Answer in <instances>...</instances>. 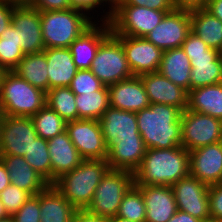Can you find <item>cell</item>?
<instances>
[{"label":"cell","mask_w":222,"mask_h":222,"mask_svg":"<svg viewBox=\"0 0 222 222\" xmlns=\"http://www.w3.org/2000/svg\"><path fill=\"white\" fill-rule=\"evenodd\" d=\"M189 174V151L184 147L151 148L146 149L139 168L134 172V185L172 186Z\"/></svg>","instance_id":"6da1fadb"},{"label":"cell","mask_w":222,"mask_h":222,"mask_svg":"<svg viewBox=\"0 0 222 222\" xmlns=\"http://www.w3.org/2000/svg\"><path fill=\"white\" fill-rule=\"evenodd\" d=\"M182 111L171 105L151 103L136 113L138 131L147 149L181 145Z\"/></svg>","instance_id":"7a4b0ae2"},{"label":"cell","mask_w":222,"mask_h":222,"mask_svg":"<svg viewBox=\"0 0 222 222\" xmlns=\"http://www.w3.org/2000/svg\"><path fill=\"white\" fill-rule=\"evenodd\" d=\"M40 14L45 49L69 48L70 44L96 21L95 14L91 16L77 7L67 10L40 11Z\"/></svg>","instance_id":"3957f363"},{"label":"cell","mask_w":222,"mask_h":222,"mask_svg":"<svg viewBox=\"0 0 222 222\" xmlns=\"http://www.w3.org/2000/svg\"><path fill=\"white\" fill-rule=\"evenodd\" d=\"M109 169L106 160H83L74 170L58 178L53 185L77 210H85Z\"/></svg>","instance_id":"277c9868"},{"label":"cell","mask_w":222,"mask_h":222,"mask_svg":"<svg viewBox=\"0 0 222 222\" xmlns=\"http://www.w3.org/2000/svg\"><path fill=\"white\" fill-rule=\"evenodd\" d=\"M46 105V93L14 71H4L0 81L1 115L32 117Z\"/></svg>","instance_id":"5b68a950"},{"label":"cell","mask_w":222,"mask_h":222,"mask_svg":"<svg viewBox=\"0 0 222 222\" xmlns=\"http://www.w3.org/2000/svg\"><path fill=\"white\" fill-rule=\"evenodd\" d=\"M134 185V173L109 169L97 186L87 211L100 217L117 215L124 195Z\"/></svg>","instance_id":"8992f818"},{"label":"cell","mask_w":222,"mask_h":222,"mask_svg":"<svg viewBox=\"0 0 222 222\" xmlns=\"http://www.w3.org/2000/svg\"><path fill=\"white\" fill-rule=\"evenodd\" d=\"M172 11L154 10L148 7L117 5L108 23L114 35L145 37Z\"/></svg>","instance_id":"52a82bcc"},{"label":"cell","mask_w":222,"mask_h":222,"mask_svg":"<svg viewBox=\"0 0 222 222\" xmlns=\"http://www.w3.org/2000/svg\"><path fill=\"white\" fill-rule=\"evenodd\" d=\"M90 70L107 87L134 76L122 44L112 32L98 47Z\"/></svg>","instance_id":"ba28073f"},{"label":"cell","mask_w":222,"mask_h":222,"mask_svg":"<svg viewBox=\"0 0 222 222\" xmlns=\"http://www.w3.org/2000/svg\"><path fill=\"white\" fill-rule=\"evenodd\" d=\"M180 121L181 146L189 152L222 141V121L219 119L186 109Z\"/></svg>","instance_id":"9c48e42d"},{"label":"cell","mask_w":222,"mask_h":222,"mask_svg":"<svg viewBox=\"0 0 222 222\" xmlns=\"http://www.w3.org/2000/svg\"><path fill=\"white\" fill-rule=\"evenodd\" d=\"M38 137L31 117L1 115L0 156H22Z\"/></svg>","instance_id":"30bf717a"},{"label":"cell","mask_w":222,"mask_h":222,"mask_svg":"<svg viewBox=\"0 0 222 222\" xmlns=\"http://www.w3.org/2000/svg\"><path fill=\"white\" fill-rule=\"evenodd\" d=\"M66 132L84 160H106L105 144L99 120H74L67 122Z\"/></svg>","instance_id":"8fae6325"},{"label":"cell","mask_w":222,"mask_h":222,"mask_svg":"<svg viewBox=\"0 0 222 222\" xmlns=\"http://www.w3.org/2000/svg\"><path fill=\"white\" fill-rule=\"evenodd\" d=\"M177 209L203 222L210 221L209 186L190 174L172 186Z\"/></svg>","instance_id":"7c38bea8"},{"label":"cell","mask_w":222,"mask_h":222,"mask_svg":"<svg viewBox=\"0 0 222 222\" xmlns=\"http://www.w3.org/2000/svg\"><path fill=\"white\" fill-rule=\"evenodd\" d=\"M190 31V11L175 9L167 13L145 38L165 51L181 47Z\"/></svg>","instance_id":"4fadbf2b"},{"label":"cell","mask_w":222,"mask_h":222,"mask_svg":"<svg viewBox=\"0 0 222 222\" xmlns=\"http://www.w3.org/2000/svg\"><path fill=\"white\" fill-rule=\"evenodd\" d=\"M121 42L134 76L158 72L163 57V50L148 41L145 37L115 35Z\"/></svg>","instance_id":"5bb4252c"},{"label":"cell","mask_w":222,"mask_h":222,"mask_svg":"<svg viewBox=\"0 0 222 222\" xmlns=\"http://www.w3.org/2000/svg\"><path fill=\"white\" fill-rule=\"evenodd\" d=\"M12 24L18 29L19 44L24 54L43 52L45 47L40 10L30 5L15 6L12 13Z\"/></svg>","instance_id":"9a60e30c"},{"label":"cell","mask_w":222,"mask_h":222,"mask_svg":"<svg viewBox=\"0 0 222 222\" xmlns=\"http://www.w3.org/2000/svg\"><path fill=\"white\" fill-rule=\"evenodd\" d=\"M190 175L208 186L222 183V141L189 152Z\"/></svg>","instance_id":"2e32d148"},{"label":"cell","mask_w":222,"mask_h":222,"mask_svg":"<svg viewBox=\"0 0 222 222\" xmlns=\"http://www.w3.org/2000/svg\"><path fill=\"white\" fill-rule=\"evenodd\" d=\"M148 95L150 104H165L179 108L182 112L188 108L189 92L175 85L159 72L139 76Z\"/></svg>","instance_id":"e0dca14e"},{"label":"cell","mask_w":222,"mask_h":222,"mask_svg":"<svg viewBox=\"0 0 222 222\" xmlns=\"http://www.w3.org/2000/svg\"><path fill=\"white\" fill-rule=\"evenodd\" d=\"M97 21H95L69 46L73 56V62L78 70L91 68L98 47L111 33L108 20Z\"/></svg>","instance_id":"ac0fdd59"},{"label":"cell","mask_w":222,"mask_h":222,"mask_svg":"<svg viewBox=\"0 0 222 222\" xmlns=\"http://www.w3.org/2000/svg\"><path fill=\"white\" fill-rule=\"evenodd\" d=\"M109 106L137 113L150 105L148 95L139 76L108 86Z\"/></svg>","instance_id":"d6986e66"},{"label":"cell","mask_w":222,"mask_h":222,"mask_svg":"<svg viewBox=\"0 0 222 222\" xmlns=\"http://www.w3.org/2000/svg\"><path fill=\"white\" fill-rule=\"evenodd\" d=\"M142 193L146 206L145 222H168L177 212L175 195L171 186H136Z\"/></svg>","instance_id":"ffe728a7"},{"label":"cell","mask_w":222,"mask_h":222,"mask_svg":"<svg viewBox=\"0 0 222 222\" xmlns=\"http://www.w3.org/2000/svg\"><path fill=\"white\" fill-rule=\"evenodd\" d=\"M146 149L142 137L119 138L108 147L106 161L110 169L134 173L139 168Z\"/></svg>","instance_id":"44dd1931"},{"label":"cell","mask_w":222,"mask_h":222,"mask_svg":"<svg viewBox=\"0 0 222 222\" xmlns=\"http://www.w3.org/2000/svg\"><path fill=\"white\" fill-rule=\"evenodd\" d=\"M48 141L51 162V185L63 174L74 170L84 160L66 131Z\"/></svg>","instance_id":"7402d4cb"},{"label":"cell","mask_w":222,"mask_h":222,"mask_svg":"<svg viewBox=\"0 0 222 222\" xmlns=\"http://www.w3.org/2000/svg\"><path fill=\"white\" fill-rule=\"evenodd\" d=\"M99 122L107 147L119 138L141 137L135 112L109 106L99 119Z\"/></svg>","instance_id":"603a6c76"},{"label":"cell","mask_w":222,"mask_h":222,"mask_svg":"<svg viewBox=\"0 0 222 222\" xmlns=\"http://www.w3.org/2000/svg\"><path fill=\"white\" fill-rule=\"evenodd\" d=\"M191 63L190 90L222 82V58L216 49L187 54Z\"/></svg>","instance_id":"cb8c5ba5"},{"label":"cell","mask_w":222,"mask_h":222,"mask_svg":"<svg viewBox=\"0 0 222 222\" xmlns=\"http://www.w3.org/2000/svg\"><path fill=\"white\" fill-rule=\"evenodd\" d=\"M9 172L11 185L27 191L31 196L44 191L50 184L41 177L22 156H0Z\"/></svg>","instance_id":"d4e9b609"},{"label":"cell","mask_w":222,"mask_h":222,"mask_svg":"<svg viewBox=\"0 0 222 222\" xmlns=\"http://www.w3.org/2000/svg\"><path fill=\"white\" fill-rule=\"evenodd\" d=\"M43 52L47 59L49 90L57 87H69L78 71L70 49L47 48Z\"/></svg>","instance_id":"484cf974"},{"label":"cell","mask_w":222,"mask_h":222,"mask_svg":"<svg viewBox=\"0 0 222 222\" xmlns=\"http://www.w3.org/2000/svg\"><path fill=\"white\" fill-rule=\"evenodd\" d=\"M76 210L54 185L40 192L41 222H72Z\"/></svg>","instance_id":"4316f807"},{"label":"cell","mask_w":222,"mask_h":222,"mask_svg":"<svg viewBox=\"0 0 222 222\" xmlns=\"http://www.w3.org/2000/svg\"><path fill=\"white\" fill-rule=\"evenodd\" d=\"M191 63L182 47L165 50L158 72L188 92L190 91Z\"/></svg>","instance_id":"83f0119b"},{"label":"cell","mask_w":222,"mask_h":222,"mask_svg":"<svg viewBox=\"0 0 222 222\" xmlns=\"http://www.w3.org/2000/svg\"><path fill=\"white\" fill-rule=\"evenodd\" d=\"M187 109L222 121V82L190 90Z\"/></svg>","instance_id":"f1b7e54d"},{"label":"cell","mask_w":222,"mask_h":222,"mask_svg":"<svg viewBox=\"0 0 222 222\" xmlns=\"http://www.w3.org/2000/svg\"><path fill=\"white\" fill-rule=\"evenodd\" d=\"M191 31L209 48L222 50V21L205 8L190 11Z\"/></svg>","instance_id":"f546056e"},{"label":"cell","mask_w":222,"mask_h":222,"mask_svg":"<svg viewBox=\"0 0 222 222\" xmlns=\"http://www.w3.org/2000/svg\"><path fill=\"white\" fill-rule=\"evenodd\" d=\"M13 71L34 87L45 93L49 91L47 59L44 52L25 54Z\"/></svg>","instance_id":"4dcf8cb0"},{"label":"cell","mask_w":222,"mask_h":222,"mask_svg":"<svg viewBox=\"0 0 222 222\" xmlns=\"http://www.w3.org/2000/svg\"><path fill=\"white\" fill-rule=\"evenodd\" d=\"M78 120H99L109 107V91L107 86L100 90L83 95H76Z\"/></svg>","instance_id":"1f68e13d"},{"label":"cell","mask_w":222,"mask_h":222,"mask_svg":"<svg viewBox=\"0 0 222 222\" xmlns=\"http://www.w3.org/2000/svg\"><path fill=\"white\" fill-rule=\"evenodd\" d=\"M24 56L19 44L18 29L11 24L0 36V67L4 71H13Z\"/></svg>","instance_id":"d6a6232c"},{"label":"cell","mask_w":222,"mask_h":222,"mask_svg":"<svg viewBox=\"0 0 222 222\" xmlns=\"http://www.w3.org/2000/svg\"><path fill=\"white\" fill-rule=\"evenodd\" d=\"M76 95L69 87H57L46 93V105L66 122L78 120Z\"/></svg>","instance_id":"836d02e7"},{"label":"cell","mask_w":222,"mask_h":222,"mask_svg":"<svg viewBox=\"0 0 222 222\" xmlns=\"http://www.w3.org/2000/svg\"><path fill=\"white\" fill-rule=\"evenodd\" d=\"M31 119L37 135L43 139L49 140L66 131L67 122L47 105Z\"/></svg>","instance_id":"e575fe53"},{"label":"cell","mask_w":222,"mask_h":222,"mask_svg":"<svg viewBox=\"0 0 222 222\" xmlns=\"http://www.w3.org/2000/svg\"><path fill=\"white\" fill-rule=\"evenodd\" d=\"M24 158L51 185V162L48 141L38 136Z\"/></svg>","instance_id":"d590c367"},{"label":"cell","mask_w":222,"mask_h":222,"mask_svg":"<svg viewBox=\"0 0 222 222\" xmlns=\"http://www.w3.org/2000/svg\"><path fill=\"white\" fill-rule=\"evenodd\" d=\"M116 216L135 222L146 221V206L141 191L133 185L124 195Z\"/></svg>","instance_id":"8d00e7d4"},{"label":"cell","mask_w":222,"mask_h":222,"mask_svg":"<svg viewBox=\"0 0 222 222\" xmlns=\"http://www.w3.org/2000/svg\"><path fill=\"white\" fill-rule=\"evenodd\" d=\"M104 85L90 69H79L71 80L69 88L75 95H83L100 90Z\"/></svg>","instance_id":"74e56055"},{"label":"cell","mask_w":222,"mask_h":222,"mask_svg":"<svg viewBox=\"0 0 222 222\" xmlns=\"http://www.w3.org/2000/svg\"><path fill=\"white\" fill-rule=\"evenodd\" d=\"M30 196L31 195L27 191L10 184L0 193V201L7 213L12 216Z\"/></svg>","instance_id":"f35d334b"},{"label":"cell","mask_w":222,"mask_h":222,"mask_svg":"<svg viewBox=\"0 0 222 222\" xmlns=\"http://www.w3.org/2000/svg\"><path fill=\"white\" fill-rule=\"evenodd\" d=\"M12 217L15 222H41L40 192L37 195L30 196Z\"/></svg>","instance_id":"ab89813d"},{"label":"cell","mask_w":222,"mask_h":222,"mask_svg":"<svg viewBox=\"0 0 222 222\" xmlns=\"http://www.w3.org/2000/svg\"><path fill=\"white\" fill-rule=\"evenodd\" d=\"M209 207L211 221L222 220V183L209 186Z\"/></svg>","instance_id":"60d3db41"},{"label":"cell","mask_w":222,"mask_h":222,"mask_svg":"<svg viewBox=\"0 0 222 222\" xmlns=\"http://www.w3.org/2000/svg\"><path fill=\"white\" fill-rule=\"evenodd\" d=\"M118 5L148 7L160 11H173L176 9L173 0H123Z\"/></svg>","instance_id":"b9f144b4"},{"label":"cell","mask_w":222,"mask_h":222,"mask_svg":"<svg viewBox=\"0 0 222 222\" xmlns=\"http://www.w3.org/2000/svg\"><path fill=\"white\" fill-rule=\"evenodd\" d=\"M73 4L75 7L80 8L88 12L90 15L92 14H97L96 20H108L111 14V11H105L103 7L105 6L101 0H72ZM101 6V7H100ZM97 8V9H96ZM97 10H102L103 12L97 11ZM97 12V13H96ZM103 13L105 15H100V13ZM99 14V15H98ZM98 16H101L98 18Z\"/></svg>","instance_id":"7bdbcfd3"},{"label":"cell","mask_w":222,"mask_h":222,"mask_svg":"<svg viewBox=\"0 0 222 222\" xmlns=\"http://www.w3.org/2000/svg\"><path fill=\"white\" fill-rule=\"evenodd\" d=\"M30 6L40 11L67 10L75 7L72 0H35Z\"/></svg>","instance_id":"ee69618b"},{"label":"cell","mask_w":222,"mask_h":222,"mask_svg":"<svg viewBox=\"0 0 222 222\" xmlns=\"http://www.w3.org/2000/svg\"><path fill=\"white\" fill-rule=\"evenodd\" d=\"M181 47L186 54L206 53L211 49L192 31L188 33L186 40L182 43Z\"/></svg>","instance_id":"f6af8a7d"},{"label":"cell","mask_w":222,"mask_h":222,"mask_svg":"<svg viewBox=\"0 0 222 222\" xmlns=\"http://www.w3.org/2000/svg\"><path fill=\"white\" fill-rule=\"evenodd\" d=\"M15 6L8 0H0V36L12 24V13Z\"/></svg>","instance_id":"bcb514c9"},{"label":"cell","mask_w":222,"mask_h":222,"mask_svg":"<svg viewBox=\"0 0 222 222\" xmlns=\"http://www.w3.org/2000/svg\"><path fill=\"white\" fill-rule=\"evenodd\" d=\"M72 222H109V219L91 214L85 209L76 210Z\"/></svg>","instance_id":"7dc6e473"},{"label":"cell","mask_w":222,"mask_h":222,"mask_svg":"<svg viewBox=\"0 0 222 222\" xmlns=\"http://www.w3.org/2000/svg\"><path fill=\"white\" fill-rule=\"evenodd\" d=\"M208 0H173L176 9L194 10L205 8Z\"/></svg>","instance_id":"c3c4849f"},{"label":"cell","mask_w":222,"mask_h":222,"mask_svg":"<svg viewBox=\"0 0 222 222\" xmlns=\"http://www.w3.org/2000/svg\"><path fill=\"white\" fill-rule=\"evenodd\" d=\"M205 9L222 21V0H208Z\"/></svg>","instance_id":"681fc988"},{"label":"cell","mask_w":222,"mask_h":222,"mask_svg":"<svg viewBox=\"0 0 222 222\" xmlns=\"http://www.w3.org/2000/svg\"><path fill=\"white\" fill-rule=\"evenodd\" d=\"M168 222H203L202 220L191 216L190 214L177 210Z\"/></svg>","instance_id":"f907efd6"},{"label":"cell","mask_w":222,"mask_h":222,"mask_svg":"<svg viewBox=\"0 0 222 222\" xmlns=\"http://www.w3.org/2000/svg\"><path fill=\"white\" fill-rule=\"evenodd\" d=\"M10 184L9 172L0 160V193Z\"/></svg>","instance_id":"816d5d0a"},{"label":"cell","mask_w":222,"mask_h":222,"mask_svg":"<svg viewBox=\"0 0 222 222\" xmlns=\"http://www.w3.org/2000/svg\"><path fill=\"white\" fill-rule=\"evenodd\" d=\"M101 1L105 5L104 7L105 9L107 7L108 11H112L123 0H101Z\"/></svg>","instance_id":"f5cc1de1"},{"label":"cell","mask_w":222,"mask_h":222,"mask_svg":"<svg viewBox=\"0 0 222 222\" xmlns=\"http://www.w3.org/2000/svg\"><path fill=\"white\" fill-rule=\"evenodd\" d=\"M10 1L12 4L16 5V6H21V5H31L35 0H8Z\"/></svg>","instance_id":"db71d44e"},{"label":"cell","mask_w":222,"mask_h":222,"mask_svg":"<svg viewBox=\"0 0 222 222\" xmlns=\"http://www.w3.org/2000/svg\"><path fill=\"white\" fill-rule=\"evenodd\" d=\"M10 215L5 210V207L3 206L2 202L0 201V220L5 219L9 217Z\"/></svg>","instance_id":"11a10c76"},{"label":"cell","mask_w":222,"mask_h":222,"mask_svg":"<svg viewBox=\"0 0 222 222\" xmlns=\"http://www.w3.org/2000/svg\"><path fill=\"white\" fill-rule=\"evenodd\" d=\"M109 222H135V221H131L129 219L119 217V216H114L109 219Z\"/></svg>","instance_id":"9f6ffc18"},{"label":"cell","mask_w":222,"mask_h":222,"mask_svg":"<svg viewBox=\"0 0 222 222\" xmlns=\"http://www.w3.org/2000/svg\"><path fill=\"white\" fill-rule=\"evenodd\" d=\"M0 222H15L12 216L0 220Z\"/></svg>","instance_id":"6f0895ef"},{"label":"cell","mask_w":222,"mask_h":222,"mask_svg":"<svg viewBox=\"0 0 222 222\" xmlns=\"http://www.w3.org/2000/svg\"><path fill=\"white\" fill-rule=\"evenodd\" d=\"M3 72H4V70L0 67V81H1V77H2Z\"/></svg>","instance_id":"680465c9"}]
</instances>
